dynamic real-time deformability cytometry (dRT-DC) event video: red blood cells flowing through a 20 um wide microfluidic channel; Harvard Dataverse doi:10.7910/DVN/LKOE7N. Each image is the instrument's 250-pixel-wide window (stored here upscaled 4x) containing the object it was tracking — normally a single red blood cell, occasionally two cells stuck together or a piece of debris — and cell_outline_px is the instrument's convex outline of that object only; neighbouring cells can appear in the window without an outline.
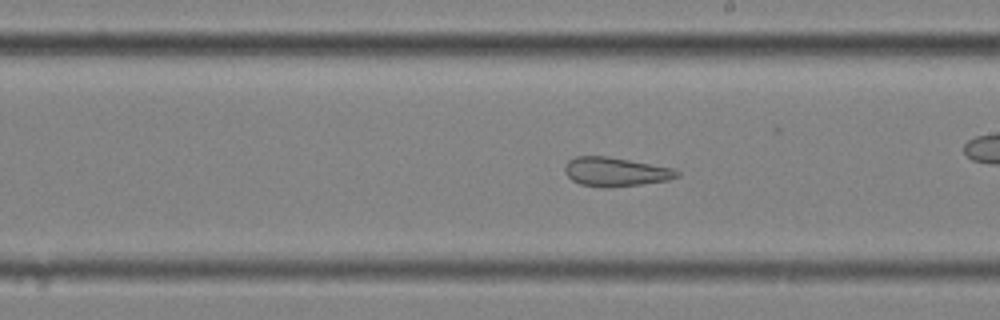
{"species": "common noctule bat (a hibernating species)", "species_latin": "Nyctalus noctula", "temperature_condition": "cold", "stored_images_in_passage": 59, "segment_of_instrument_passage": [2, 2], "camera_frame_rate_fps": 3000, "um_per_image_px": 0.085, "animal": {"sex": "female", "body_mass_g": 25.1}, "frame": {"image": 1, "passage_image": 34, "time_ms": 11.0, "image_size_px": [1000, 320], "cell_outline_px": [[680, 176], [668, 180], [640, 184], [608, 188], [600, 188], [580, 184], [572, 180], [564, 172], [564, 168], [568, 160], [576, 156], [608, 156], [672, 168], [680, 172]], "centroid_in_image_um": [52.29, 14.61], "position_along_channel_um": 236.7, "area_um2": 19.02}}